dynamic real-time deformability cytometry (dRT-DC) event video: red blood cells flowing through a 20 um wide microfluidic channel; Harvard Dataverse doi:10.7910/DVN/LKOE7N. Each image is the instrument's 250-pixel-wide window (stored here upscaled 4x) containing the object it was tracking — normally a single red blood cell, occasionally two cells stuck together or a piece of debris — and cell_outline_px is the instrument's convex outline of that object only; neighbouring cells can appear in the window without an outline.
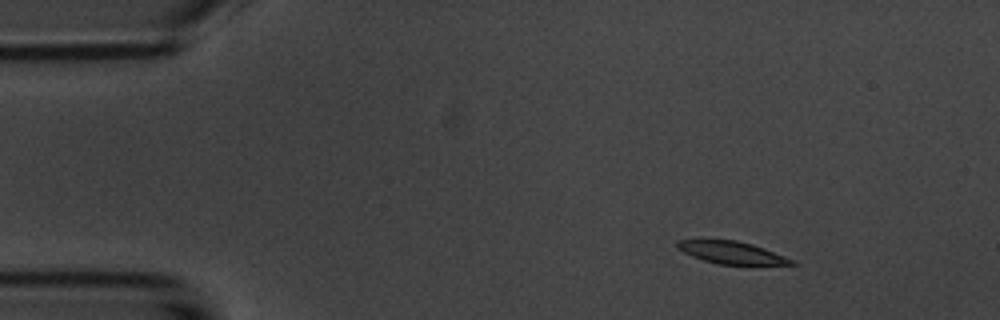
{"species": "common noctule bat (a hibernating species)", "species_latin": "Nyctalus noctula", "temperature_condition": "room temperature", "stored_images_in_passage": 48, "camera_frame_rate_fps": 3000, "um_per_image_px": 0.085, "animal": {"sex": "male", "body_mass_g": 20.1, "forearm_length_mm": 53.5}, "frame": {"image": 1, "passage_image": 1, "time_ms": 0.0, "image_size_px": [1000, 320], "cell_outline_px": [[796, 264], [716, 264], [692, 256], [676, 248], [676, 240], [704, 236], [736, 240], [752, 244], [764, 248], [784, 256], [792, 260]], "centroid_in_image_um": [62.0, 21.39], "position_along_channel_um": 23.0, "area_um2": 15.43}}
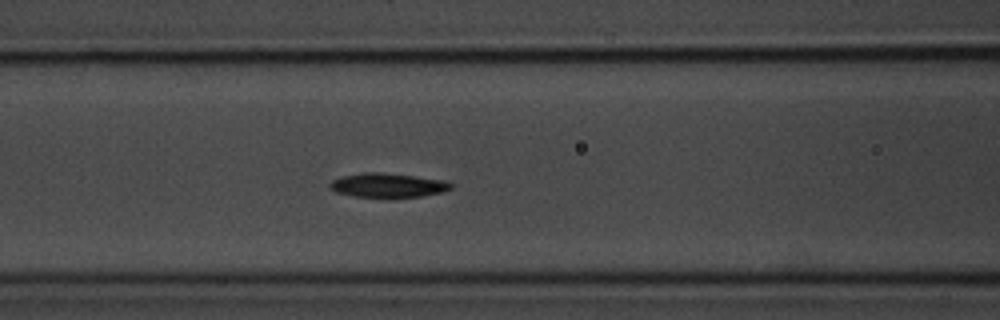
{"frame": {"image": 2, "passage_image": 16, "time_ms": 5.0, "image_size_px": [1000, 320], "cell_outline_px": [[452, 188], [440, 192], [420, 196], [356, 196], [336, 192], [328, 188], [328, 184], [332, 180], [340, 176], [364, 172], [380, 172], [416, 176], [444, 180], [452, 184]], "centroid_in_image_um": [32.9, 15.72], "position_along_channel_um": 133.7, "area_um2": 16.76}}
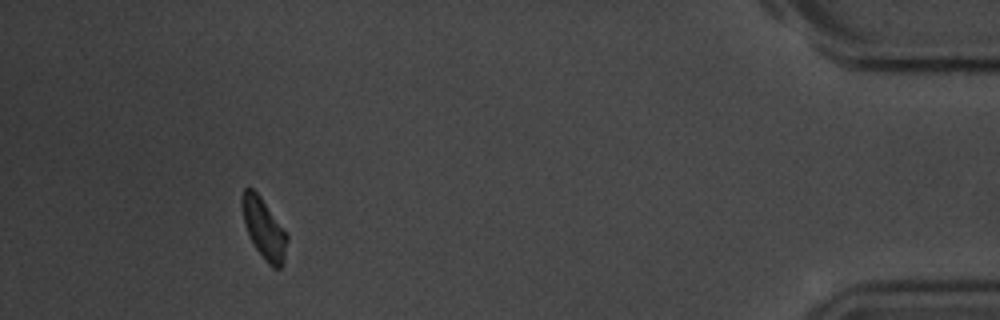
{"frame": {"image": 3, "passage_image": 44, "time_ms": 14.333, "image_size_px": [1000, 320], "cell_outline_px": [[288, 240], [284, 260], [280, 268], [272, 268], [268, 264], [256, 248], [248, 232], [244, 220], [240, 204], [240, 196], [244, 188], [252, 188], [260, 196], [284, 228], [288, 236]], "centroid_in_image_um": [22.43, 19.41], "position_along_channel_um": 412.8, "area_um2": 15.78}, "authors_computed_cell_mechanics": {"area_um2": 16.7042, "velocity_mm_per_s": 3.6706, "shape_relaxation_time_tau1_ms": 2.7872, "shape_relaxation_time_tau2_ms": null, "deformation_change_tau1": 0.0989, "deformation_change_tau2": null}}